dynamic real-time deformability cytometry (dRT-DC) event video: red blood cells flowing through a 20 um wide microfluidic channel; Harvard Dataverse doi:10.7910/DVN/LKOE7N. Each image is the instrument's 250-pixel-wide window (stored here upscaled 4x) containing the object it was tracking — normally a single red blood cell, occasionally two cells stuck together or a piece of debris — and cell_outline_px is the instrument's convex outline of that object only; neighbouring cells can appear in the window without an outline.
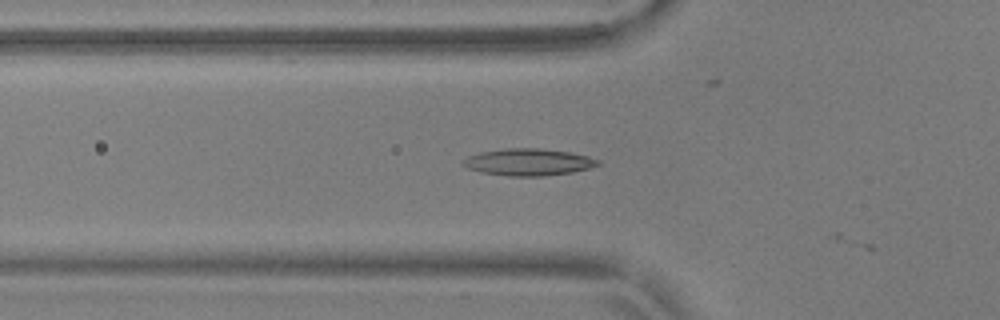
{"species": "common noctule bat (a hibernating species)", "species_latin": "Nyctalus noctula", "temperature_condition": "warm", "stored_images_in_passage": 3, "camera_frame_rate_fps": 3000, "um_per_image_px": 0.085, "animal": {"sex": "male", "body_mass_g": 17.9, "forearm_length_mm": 54.2}, "frame": {"image": 1, "passage_image": 2, "time_ms": 0.333, "image_size_px": [1000, 320], "cell_outline_px": [[600, 164], [588, 168], [572, 172], [544, 176], [508, 176], [480, 172], [468, 168], [460, 164], [468, 156], [480, 152], [508, 148], [540, 148], [568, 152], [588, 156], [600, 160]], "centroid_in_image_um": [44.9, 13.78], "position_along_channel_um": 80.9, "area_um2": 21.1}}